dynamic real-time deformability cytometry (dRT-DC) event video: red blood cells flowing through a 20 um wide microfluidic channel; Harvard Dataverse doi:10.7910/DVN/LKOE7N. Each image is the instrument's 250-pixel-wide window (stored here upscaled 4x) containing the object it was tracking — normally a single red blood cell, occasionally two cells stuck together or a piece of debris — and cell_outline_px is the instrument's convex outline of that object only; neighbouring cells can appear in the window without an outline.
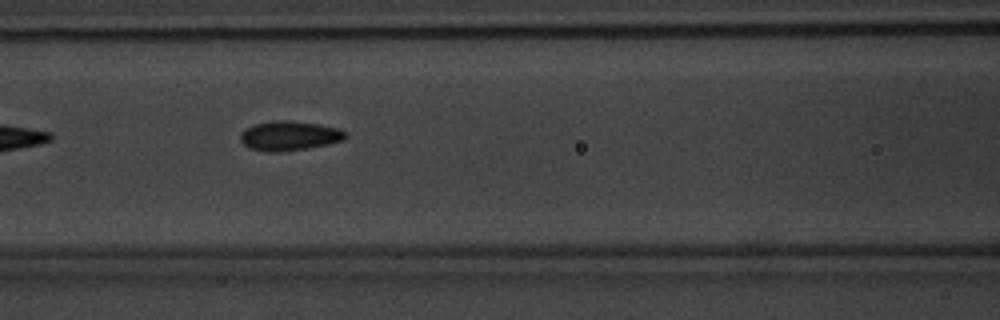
{"species": "common noctule bat (a hibernating species)", "species_latin": "Nyctalus noctula", "temperature_condition": "warm", "stored_images_in_passage": 7, "camera_frame_rate_fps": 3000, "um_per_image_px": 0.085, "animal": {"sex": "male", "body_mass_g": 20.1, "forearm_length_mm": 53.5}, "frame": {"image": 1, "passage_image": 3, "time_ms": 2.333, "image_size_px": [1000, 320], "cell_outline_px": [[348, 136], [344, 140], [328, 144], [304, 148], [276, 152], [268, 152], [248, 148], [240, 140], [240, 132], [256, 124], [276, 120], [288, 120], [320, 124], [340, 128], [348, 132]], "centroid_in_image_um": [24.64, 11.53], "position_along_channel_um": 142.0, "area_um2": 18.09}}
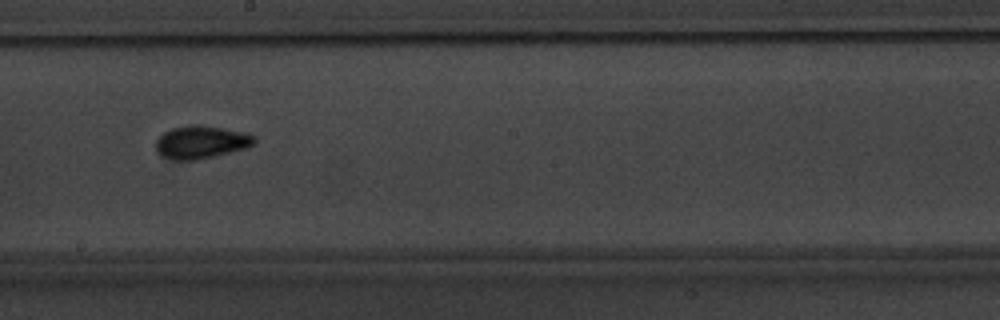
{"frame": {"image": 2, "passage_image": 5, "time_ms": 4.667, "image_size_px": [1000, 320], "cell_outline_px": [[256, 144], [248, 148], [196, 160], [176, 160], [164, 156], [156, 148], [156, 140], [164, 132], [172, 128], [192, 124], [196, 124], [224, 128], [244, 132], [256, 136]], "centroid_in_image_um": [17.16, 12.07], "position_along_channel_um": 231.0, "area_um2": 18.84}}